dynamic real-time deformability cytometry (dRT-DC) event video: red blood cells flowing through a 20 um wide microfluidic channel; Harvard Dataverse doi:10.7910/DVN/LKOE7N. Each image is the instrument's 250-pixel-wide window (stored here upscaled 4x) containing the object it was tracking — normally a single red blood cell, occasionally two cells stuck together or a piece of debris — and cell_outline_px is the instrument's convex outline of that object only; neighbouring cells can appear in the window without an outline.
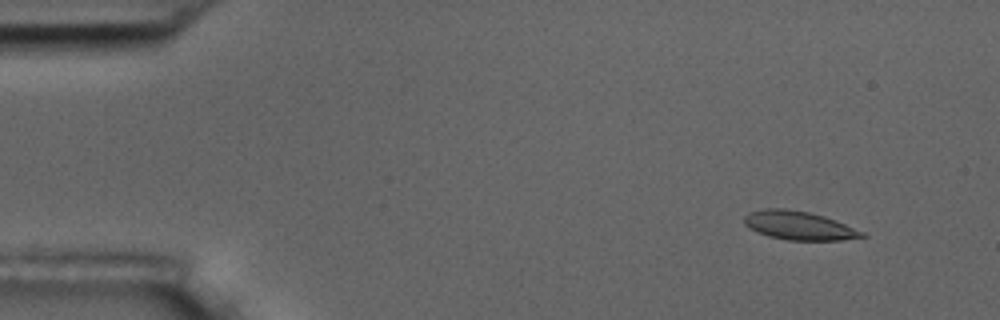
{"species": "common noctule bat (a hibernating species)", "species_latin": "Nyctalus noctula", "temperature_condition": "room temperature", "stored_images_in_passage": 8, "camera_frame_rate_fps": 3000, "um_per_image_px": 0.085, "animal": {"sex": "male", "body_mass_g": 17.5, "forearm_length_mm": 52.3}, "frame": {"image": 1, "passage_image": 1, "time_ms": 0.0, "image_size_px": [1000, 320], "cell_outline_px": [[868, 236], [840, 240], [788, 240], [768, 236], [748, 228], [744, 224], [744, 216], [748, 212], [764, 208], [784, 208], [808, 212], [824, 216], [836, 220], [864, 232]], "centroid_in_image_um": [67.88, 19.16], "position_along_channel_um": 17.1, "area_um2": 19.71}}